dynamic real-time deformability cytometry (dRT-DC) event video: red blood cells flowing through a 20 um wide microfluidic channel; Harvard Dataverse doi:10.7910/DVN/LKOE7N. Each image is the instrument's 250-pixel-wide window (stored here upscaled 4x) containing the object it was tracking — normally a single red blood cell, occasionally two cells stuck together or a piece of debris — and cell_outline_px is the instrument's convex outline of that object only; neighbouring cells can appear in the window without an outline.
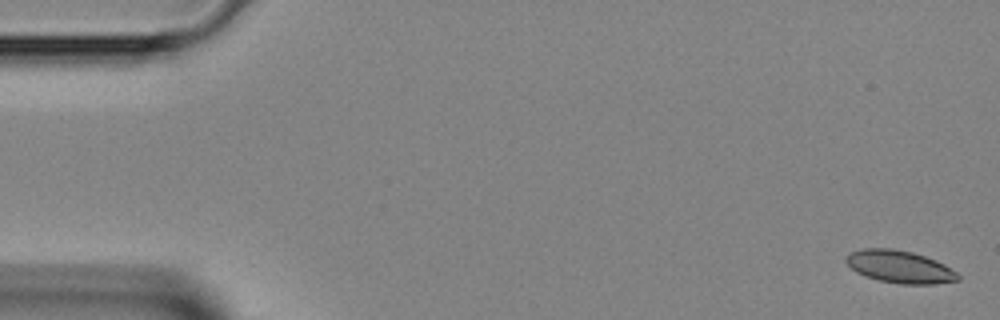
{"species": "Egyptian fruit bat (a non-hibernating species)", "species_latin": "Rousettus aegyptiacus", "temperature_condition": "room temperature", "stored_images_in_passage": 21, "camera_frame_rate_fps": 3000, "um_per_image_px": 0.085, "animal": {"sex": "female"}, "frame": {"image": 1, "passage_image": 1, "time_ms": 0.0, "image_size_px": [1000, 320], "cell_outline_px": [[960, 280], [936, 284], [900, 284], [880, 280], [864, 276], [856, 272], [844, 260], [852, 252], [864, 248], [892, 248], [912, 252], [936, 260], [944, 264], [956, 272], [960, 276]], "centroid_in_image_um": [76.5, 22.68], "position_along_channel_um": 8.5, "area_um2": 21.1}}
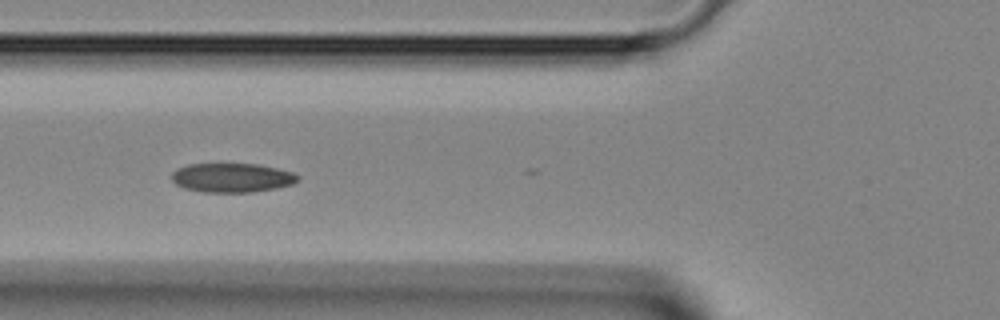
{"frame": {"image": 2, "passage_image": 16, "time_ms": 5.0, "image_size_px": [1000, 320], "cell_outline_px": [[300, 180], [292, 184], [276, 188], [252, 192], [204, 192], [184, 188], [176, 184], [172, 180], [172, 172], [176, 168], [188, 164], [260, 164], [292, 172], [300, 176]], "centroid_in_image_um": [19.72, 15.1], "position_along_channel_um": 106.1, "area_um2": 21.5}}
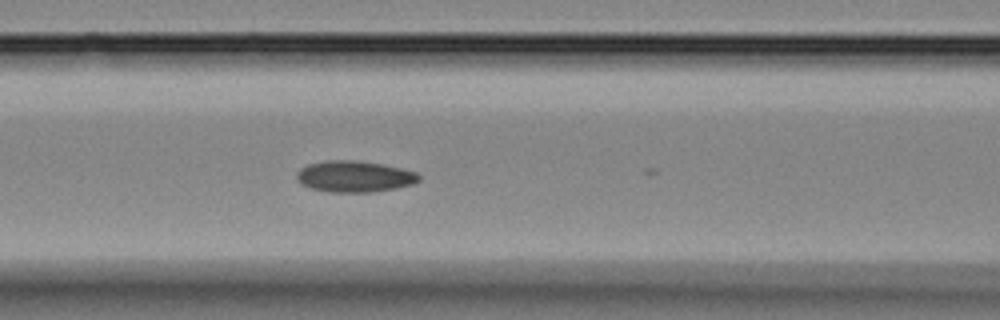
{"frame": {"image": 3, "passage_image": 18, "time_ms": 5.667, "image_size_px": [1000, 320], "cell_outline_px": [[420, 180], [412, 184], [396, 188], [372, 192], [332, 192], [312, 188], [300, 184], [296, 180], [296, 172], [300, 168], [308, 164], [328, 160], [356, 160], [384, 164], [416, 172], [420, 176]], "centroid_in_image_um": [30.11, 14.99], "position_along_channel_um": 136.5, "area_um2": 22.37}}